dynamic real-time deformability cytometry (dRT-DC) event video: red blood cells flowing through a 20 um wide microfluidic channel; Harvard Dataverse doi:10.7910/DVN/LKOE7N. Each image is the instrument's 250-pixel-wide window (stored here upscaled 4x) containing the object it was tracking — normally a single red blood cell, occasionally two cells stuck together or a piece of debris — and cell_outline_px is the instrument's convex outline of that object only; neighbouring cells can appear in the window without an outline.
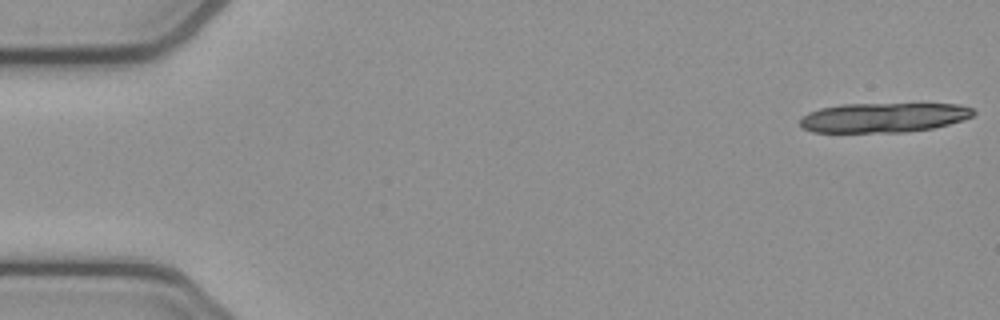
{"species": "common noctule bat (a hibernating species)", "species_latin": "Nyctalus noctula", "temperature_condition": "cold", "stored_images_in_passage": 18, "camera_frame_rate_fps": 3000, "um_per_image_px": 0.085, "animal": {"sex": "female", "body_mass_g": 21.9}, "frame": {"image": 1, "passage_image": 1, "time_ms": 0.0, "image_size_px": [1000, 320], "cell_outline_px": [[976, 112], [972, 116], [948, 124], [932, 128], [904, 132], [812, 132], [804, 128], [800, 124], [800, 120], [808, 112], [820, 108], [840, 104], [960, 104], [972, 108]], "centroid_in_image_um": [75.09, 9.98], "position_along_channel_um": 9.9, "area_um2": 29.77}}